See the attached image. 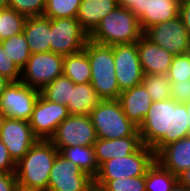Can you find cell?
Here are the masks:
<instances>
[{
    "label": "cell",
    "mask_w": 190,
    "mask_h": 191,
    "mask_svg": "<svg viewBox=\"0 0 190 191\" xmlns=\"http://www.w3.org/2000/svg\"><path fill=\"white\" fill-rule=\"evenodd\" d=\"M138 130L143 145L157 155L165 146L190 135L186 104L172 98L152 102Z\"/></svg>",
    "instance_id": "cell-1"
},
{
    "label": "cell",
    "mask_w": 190,
    "mask_h": 191,
    "mask_svg": "<svg viewBox=\"0 0 190 191\" xmlns=\"http://www.w3.org/2000/svg\"><path fill=\"white\" fill-rule=\"evenodd\" d=\"M58 153L50 140L38 139L16 163L18 184L47 191L50 171Z\"/></svg>",
    "instance_id": "cell-2"
},
{
    "label": "cell",
    "mask_w": 190,
    "mask_h": 191,
    "mask_svg": "<svg viewBox=\"0 0 190 191\" xmlns=\"http://www.w3.org/2000/svg\"><path fill=\"white\" fill-rule=\"evenodd\" d=\"M143 33L138 18L128 8L118 6L100 21L89 34V39L113 46L135 43Z\"/></svg>",
    "instance_id": "cell-3"
},
{
    "label": "cell",
    "mask_w": 190,
    "mask_h": 191,
    "mask_svg": "<svg viewBox=\"0 0 190 191\" xmlns=\"http://www.w3.org/2000/svg\"><path fill=\"white\" fill-rule=\"evenodd\" d=\"M84 50L91 64V85L101 100H118L121 93L115 75L113 46L88 39Z\"/></svg>",
    "instance_id": "cell-4"
},
{
    "label": "cell",
    "mask_w": 190,
    "mask_h": 191,
    "mask_svg": "<svg viewBox=\"0 0 190 191\" xmlns=\"http://www.w3.org/2000/svg\"><path fill=\"white\" fill-rule=\"evenodd\" d=\"M90 118L100 139H119L138 131V126L127 118L118 100H101L91 111Z\"/></svg>",
    "instance_id": "cell-5"
},
{
    "label": "cell",
    "mask_w": 190,
    "mask_h": 191,
    "mask_svg": "<svg viewBox=\"0 0 190 191\" xmlns=\"http://www.w3.org/2000/svg\"><path fill=\"white\" fill-rule=\"evenodd\" d=\"M156 160L152 148L143 145L137 152L128 156L117 157L104 162L100 167L95 180H115L145 176L148 168Z\"/></svg>",
    "instance_id": "cell-6"
},
{
    "label": "cell",
    "mask_w": 190,
    "mask_h": 191,
    "mask_svg": "<svg viewBox=\"0 0 190 191\" xmlns=\"http://www.w3.org/2000/svg\"><path fill=\"white\" fill-rule=\"evenodd\" d=\"M40 90L21 80L10 82L0 96V113L5 118L29 121Z\"/></svg>",
    "instance_id": "cell-7"
},
{
    "label": "cell",
    "mask_w": 190,
    "mask_h": 191,
    "mask_svg": "<svg viewBox=\"0 0 190 191\" xmlns=\"http://www.w3.org/2000/svg\"><path fill=\"white\" fill-rule=\"evenodd\" d=\"M64 56L50 52L31 54L21 70V81L25 85L41 90L63 74Z\"/></svg>",
    "instance_id": "cell-8"
},
{
    "label": "cell",
    "mask_w": 190,
    "mask_h": 191,
    "mask_svg": "<svg viewBox=\"0 0 190 191\" xmlns=\"http://www.w3.org/2000/svg\"><path fill=\"white\" fill-rule=\"evenodd\" d=\"M96 140L90 115H69L59 124L55 134L50 138L58 151L75 145L94 146Z\"/></svg>",
    "instance_id": "cell-9"
},
{
    "label": "cell",
    "mask_w": 190,
    "mask_h": 191,
    "mask_svg": "<svg viewBox=\"0 0 190 191\" xmlns=\"http://www.w3.org/2000/svg\"><path fill=\"white\" fill-rule=\"evenodd\" d=\"M89 34L81 27L77 18L51 19V51L62 56L84 49Z\"/></svg>",
    "instance_id": "cell-10"
},
{
    "label": "cell",
    "mask_w": 190,
    "mask_h": 191,
    "mask_svg": "<svg viewBox=\"0 0 190 191\" xmlns=\"http://www.w3.org/2000/svg\"><path fill=\"white\" fill-rule=\"evenodd\" d=\"M143 35L152 43L164 48L174 56L188 53L190 35L181 18L177 16L166 22H160L146 29Z\"/></svg>",
    "instance_id": "cell-11"
},
{
    "label": "cell",
    "mask_w": 190,
    "mask_h": 191,
    "mask_svg": "<svg viewBox=\"0 0 190 191\" xmlns=\"http://www.w3.org/2000/svg\"><path fill=\"white\" fill-rule=\"evenodd\" d=\"M115 75L120 91L141 84L144 74L139 60L137 42L113 45Z\"/></svg>",
    "instance_id": "cell-12"
},
{
    "label": "cell",
    "mask_w": 190,
    "mask_h": 191,
    "mask_svg": "<svg viewBox=\"0 0 190 191\" xmlns=\"http://www.w3.org/2000/svg\"><path fill=\"white\" fill-rule=\"evenodd\" d=\"M69 115L67 106L51 102L40 94L29 124L38 139L50 140L59 124Z\"/></svg>",
    "instance_id": "cell-13"
},
{
    "label": "cell",
    "mask_w": 190,
    "mask_h": 191,
    "mask_svg": "<svg viewBox=\"0 0 190 191\" xmlns=\"http://www.w3.org/2000/svg\"><path fill=\"white\" fill-rule=\"evenodd\" d=\"M0 140L17 163L38 141V138L33 134L29 121L4 117L0 128Z\"/></svg>",
    "instance_id": "cell-14"
},
{
    "label": "cell",
    "mask_w": 190,
    "mask_h": 191,
    "mask_svg": "<svg viewBox=\"0 0 190 191\" xmlns=\"http://www.w3.org/2000/svg\"><path fill=\"white\" fill-rule=\"evenodd\" d=\"M92 179L58 153L50 171L47 191H84Z\"/></svg>",
    "instance_id": "cell-15"
},
{
    "label": "cell",
    "mask_w": 190,
    "mask_h": 191,
    "mask_svg": "<svg viewBox=\"0 0 190 191\" xmlns=\"http://www.w3.org/2000/svg\"><path fill=\"white\" fill-rule=\"evenodd\" d=\"M137 49L144 75L168 73L173 54L152 43L144 35L137 41Z\"/></svg>",
    "instance_id": "cell-16"
},
{
    "label": "cell",
    "mask_w": 190,
    "mask_h": 191,
    "mask_svg": "<svg viewBox=\"0 0 190 191\" xmlns=\"http://www.w3.org/2000/svg\"><path fill=\"white\" fill-rule=\"evenodd\" d=\"M143 146L139 130L132 136L119 139H100L94 143L95 158L100 167L104 162L117 157L128 156Z\"/></svg>",
    "instance_id": "cell-17"
},
{
    "label": "cell",
    "mask_w": 190,
    "mask_h": 191,
    "mask_svg": "<svg viewBox=\"0 0 190 191\" xmlns=\"http://www.w3.org/2000/svg\"><path fill=\"white\" fill-rule=\"evenodd\" d=\"M123 112L136 126H140L152 104L149 92L141 83L122 91L119 95Z\"/></svg>",
    "instance_id": "cell-18"
},
{
    "label": "cell",
    "mask_w": 190,
    "mask_h": 191,
    "mask_svg": "<svg viewBox=\"0 0 190 191\" xmlns=\"http://www.w3.org/2000/svg\"><path fill=\"white\" fill-rule=\"evenodd\" d=\"M165 169L178 176L190 168V135L165 146L157 155Z\"/></svg>",
    "instance_id": "cell-19"
},
{
    "label": "cell",
    "mask_w": 190,
    "mask_h": 191,
    "mask_svg": "<svg viewBox=\"0 0 190 191\" xmlns=\"http://www.w3.org/2000/svg\"><path fill=\"white\" fill-rule=\"evenodd\" d=\"M23 34L31 54L51 51V19L44 16L27 17Z\"/></svg>",
    "instance_id": "cell-20"
},
{
    "label": "cell",
    "mask_w": 190,
    "mask_h": 191,
    "mask_svg": "<svg viewBox=\"0 0 190 191\" xmlns=\"http://www.w3.org/2000/svg\"><path fill=\"white\" fill-rule=\"evenodd\" d=\"M179 6L177 0H145L144 14L138 19L142 31L179 16Z\"/></svg>",
    "instance_id": "cell-21"
},
{
    "label": "cell",
    "mask_w": 190,
    "mask_h": 191,
    "mask_svg": "<svg viewBox=\"0 0 190 191\" xmlns=\"http://www.w3.org/2000/svg\"><path fill=\"white\" fill-rule=\"evenodd\" d=\"M117 7V0H82L76 18L81 27L90 34L100 21Z\"/></svg>",
    "instance_id": "cell-22"
},
{
    "label": "cell",
    "mask_w": 190,
    "mask_h": 191,
    "mask_svg": "<svg viewBox=\"0 0 190 191\" xmlns=\"http://www.w3.org/2000/svg\"><path fill=\"white\" fill-rule=\"evenodd\" d=\"M100 101L91 83L75 84L71 81V101L66 105L70 115H90Z\"/></svg>",
    "instance_id": "cell-23"
},
{
    "label": "cell",
    "mask_w": 190,
    "mask_h": 191,
    "mask_svg": "<svg viewBox=\"0 0 190 191\" xmlns=\"http://www.w3.org/2000/svg\"><path fill=\"white\" fill-rule=\"evenodd\" d=\"M63 74L75 84H86L91 81V64L84 49L64 56Z\"/></svg>",
    "instance_id": "cell-24"
},
{
    "label": "cell",
    "mask_w": 190,
    "mask_h": 191,
    "mask_svg": "<svg viewBox=\"0 0 190 191\" xmlns=\"http://www.w3.org/2000/svg\"><path fill=\"white\" fill-rule=\"evenodd\" d=\"M59 153L93 179L97 176L99 166L96 162L94 146L75 145L62 148Z\"/></svg>",
    "instance_id": "cell-25"
},
{
    "label": "cell",
    "mask_w": 190,
    "mask_h": 191,
    "mask_svg": "<svg viewBox=\"0 0 190 191\" xmlns=\"http://www.w3.org/2000/svg\"><path fill=\"white\" fill-rule=\"evenodd\" d=\"M176 182L177 176L156 160L145 174L146 191H170Z\"/></svg>",
    "instance_id": "cell-26"
},
{
    "label": "cell",
    "mask_w": 190,
    "mask_h": 191,
    "mask_svg": "<svg viewBox=\"0 0 190 191\" xmlns=\"http://www.w3.org/2000/svg\"><path fill=\"white\" fill-rule=\"evenodd\" d=\"M40 94L51 102L66 106L71 101V80L62 74L45 85Z\"/></svg>",
    "instance_id": "cell-27"
},
{
    "label": "cell",
    "mask_w": 190,
    "mask_h": 191,
    "mask_svg": "<svg viewBox=\"0 0 190 191\" xmlns=\"http://www.w3.org/2000/svg\"><path fill=\"white\" fill-rule=\"evenodd\" d=\"M12 61L22 70L31 56L29 45L23 32L0 41Z\"/></svg>",
    "instance_id": "cell-28"
},
{
    "label": "cell",
    "mask_w": 190,
    "mask_h": 191,
    "mask_svg": "<svg viewBox=\"0 0 190 191\" xmlns=\"http://www.w3.org/2000/svg\"><path fill=\"white\" fill-rule=\"evenodd\" d=\"M26 17L11 8L0 9V41L23 32Z\"/></svg>",
    "instance_id": "cell-29"
},
{
    "label": "cell",
    "mask_w": 190,
    "mask_h": 191,
    "mask_svg": "<svg viewBox=\"0 0 190 191\" xmlns=\"http://www.w3.org/2000/svg\"><path fill=\"white\" fill-rule=\"evenodd\" d=\"M141 83L149 92L152 102L171 98V82L167 74L144 75Z\"/></svg>",
    "instance_id": "cell-30"
},
{
    "label": "cell",
    "mask_w": 190,
    "mask_h": 191,
    "mask_svg": "<svg viewBox=\"0 0 190 191\" xmlns=\"http://www.w3.org/2000/svg\"><path fill=\"white\" fill-rule=\"evenodd\" d=\"M82 0H46L43 13L49 19L76 18Z\"/></svg>",
    "instance_id": "cell-31"
},
{
    "label": "cell",
    "mask_w": 190,
    "mask_h": 191,
    "mask_svg": "<svg viewBox=\"0 0 190 191\" xmlns=\"http://www.w3.org/2000/svg\"><path fill=\"white\" fill-rule=\"evenodd\" d=\"M96 181L103 184L107 191H146L145 176Z\"/></svg>",
    "instance_id": "cell-32"
},
{
    "label": "cell",
    "mask_w": 190,
    "mask_h": 191,
    "mask_svg": "<svg viewBox=\"0 0 190 191\" xmlns=\"http://www.w3.org/2000/svg\"><path fill=\"white\" fill-rule=\"evenodd\" d=\"M167 75L170 82L190 80V55L185 53L174 56Z\"/></svg>",
    "instance_id": "cell-33"
},
{
    "label": "cell",
    "mask_w": 190,
    "mask_h": 191,
    "mask_svg": "<svg viewBox=\"0 0 190 191\" xmlns=\"http://www.w3.org/2000/svg\"><path fill=\"white\" fill-rule=\"evenodd\" d=\"M46 0H10L9 8L27 17L43 16Z\"/></svg>",
    "instance_id": "cell-34"
},
{
    "label": "cell",
    "mask_w": 190,
    "mask_h": 191,
    "mask_svg": "<svg viewBox=\"0 0 190 191\" xmlns=\"http://www.w3.org/2000/svg\"><path fill=\"white\" fill-rule=\"evenodd\" d=\"M0 74L10 82L21 80V70L12 61L4 47L0 44Z\"/></svg>",
    "instance_id": "cell-35"
},
{
    "label": "cell",
    "mask_w": 190,
    "mask_h": 191,
    "mask_svg": "<svg viewBox=\"0 0 190 191\" xmlns=\"http://www.w3.org/2000/svg\"><path fill=\"white\" fill-rule=\"evenodd\" d=\"M171 98L178 103H185L190 99V80L171 82Z\"/></svg>",
    "instance_id": "cell-36"
},
{
    "label": "cell",
    "mask_w": 190,
    "mask_h": 191,
    "mask_svg": "<svg viewBox=\"0 0 190 191\" xmlns=\"http://www.w3.org/2000/svg\"><path fill=\"white\" fill-rule=\"evenodd\" d=\"M16 162L10 156L7 147L0 140V172L15 173Z\"/></svg>",
    "instance_id": "cell-37"
},
{
    "label": "cell",
    "mask_w": 190,
    "mask_h": 191,
    "mask_svg": "<svg viewBox=\"0 0 190 191\" xmlns=\"http://www.w3.org/2000/svg\"><path fill=\"white\" fill-rule=\"evenodd\" d=\"M118 6L128 8L138 19L144 14L145 0H117Z\"/></svg>",
    "instance_id": "cell-38"
},
{
    "label": "cell",
    "mask_w": 190,
    "mask_h": 191,
    "mask_svg": "<svg viewBox=\"0 0 190 191\" xmlns=\"http://www.w3.org/2000/svg\"><path fill=\"white\" fill-rule=\"evenodd\" d=\"M17 184L15 173L0 172V191H15Z\"/></svg>",
    "instance_id": "cell-39"
},
{
    "label": "cell",
    "mask_w": 190,
    "mask_h": 191,
    "mask_svg": "<svg viewBox=\"0 0 190 191\" xmlns=\"http://www.w3.org/2000/svg\"><path fill=\"white\" fill-rule=\"evenodd\" d=\"M179 17L181 18L188 34L190 35V1H186L180 4Z\"/></svg>",
    "instance_id": "cell-40"
},
{
    "label": "cell",
    "mask_w": 190,
    "mask_h": 191,
    "mask_svg": "<svg viewBox=\"0 0 190 191\" xmlns=\"http://www.w3.org/2000/svg\"><path fill=\"white\" fill-rule=\"evenodd\" d=\"M177 181L180 184L190 188V168L180 173L177 176Z\"/></svg>",
    "instance_id": "cell-41"
},
{
    "label": "cell",
    "mask_w": 190,
    "mask_h": 191,
    "mask_svg": "<svg viewBox=\"0 0 190 191\" xmlns=\"http://www.w3.org/2000/svg\"><path fill=\"white\" fill-rule=\"evenodd\" d=\"M84 191H107V189L103 184H100L95 179H92Z\"/></svg>",
    "instance_id": "cell-42"
},
{
    "label": "cell",
    "mask_w": 190,
    "mask_h": 191,
    "mask_svg": "<svg viewBox=\"0 0 190 191\" xmlns=\"http://www.w3.org/2000/svg\"><path fill=\"white\" fill-rule=\"evenodd\" d=\"M15 191H45V190L17 184Z\"/></svg>",
    "instance_id": "cell-43"
},
{
    "label": "cell",
    "mask_w": 190,
    "mask_h": 191,
    "mask_svg": "<svg viewBox=\"0 0 190 191\" xmlns=\"http://www.w3.org/2000/svg\"><path fill=\"white\" fill-rule=\"evenodd\" d=\"M9 83L10 81L0 74V96Z\"/></svg>",
    "instance_id": "cell-44"
},
{
    "label": "cell",
    "mask_w": 190,
    "mask_h": 191,
    "mask_svg": "<svg viewBox=\"0 0 190 191\" xmlns=\"http://www.w3.org/2000/svg\"><path fill=\"white\" fill-rule=\"evenodd\" d=\"M170 191H190V188L180 184L177 181Z\"/></svg>",
    "instance_id": "cell-45"
},
{
    "label": "cell",
    "mask_w": 190,
    "mask_h": 191,
    "mask_svg": "<svg viewBox=\"0 0 190 191\" xmlns=\"http://www.w3.org/2000/svg\"><path fill=\"white\" fill-rule=\"evenodd\" d=\"M10 0H0V9L8 8Z\"/></svg>",
    "instance_id": "cell-46"
},
{
    "label": "cell",
    "mask_w": 190,
    "mask_h": 191,
    "mask_svg": "<svg viewBox=\"0 0 190 191\" xmlns=\"http://www.w3.org/2000/svg\"><path fill=\"white\" fill-rule=\"evenodd\" d=\"M185 104H186V109H187V113H188V117H189V127H190V99L187 100L185 102Z\"/></svg>",
    "instance_id": "cell-47"
},
{
    "label": "cell",
    "mask_w": 190,
    "mask_h": 191,
    "mask_svg": "<svg viewBox=\"0 0 190 191\" xmlns=\"http://www.w3.org/2000/svg\"><path fill=\"white\" fill-rule=\"evenodd\" d=\"M3 119H4V117L0 116V128H1V124H2Z\"/></svg>",
    "instance_id": "cell-48"
},
{
    "label": "cell",
    "mask_w": 190,
    "mask_h": 191,
    "mask_svg": "<svg viewBox=\"0 0 190 191\" xmlns=\"http://www.w3.org/2000/svg\"><path fill=\"white\" fill-rule=\"evenodd\" d=\"M180 4L186 1H190V0H177Z\"/></svg>",
    "instance_id": "cell-49"
}]
</instances>
